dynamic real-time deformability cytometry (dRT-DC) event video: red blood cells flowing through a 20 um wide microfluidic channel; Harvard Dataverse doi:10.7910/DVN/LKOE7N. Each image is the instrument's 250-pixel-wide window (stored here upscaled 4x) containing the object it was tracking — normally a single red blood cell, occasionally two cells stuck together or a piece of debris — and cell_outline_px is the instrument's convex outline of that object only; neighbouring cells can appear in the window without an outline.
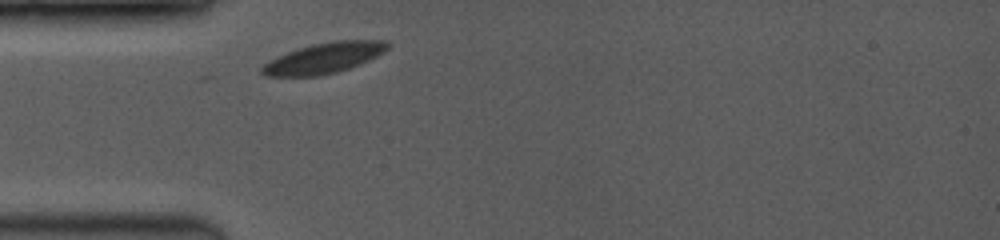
{"species": "common noctule bat (a hibernating species)", "species_latin": "Nyctalus noctula", "temperature_condition": "room temperature", "stored_images_in_passage": 1, "camera_frame_rate_fps": 3500, "um_per_image_px": 0.085, "animal": {"sex": "female", "body_mass_g": 19.0, "forearm_length_mm": 53.3}, "frame": {"image": 1, "passage_image": 1, "time_ms": 0.0, "image_size_px": [1000, 240], "cell_outline_px": [[392, 44], [384, 52], [368, 60], [348, 68], [336, 72], [316, 76], [264, 76], [260, 72], [260, 68], [268, 60], [276, 56], [312, 44], [332, 40], [388, 40]], "centroid_in_image_um": [27.53, 4.92], "position_along_channel_um": 57.5, "area_um2": 22.43}}